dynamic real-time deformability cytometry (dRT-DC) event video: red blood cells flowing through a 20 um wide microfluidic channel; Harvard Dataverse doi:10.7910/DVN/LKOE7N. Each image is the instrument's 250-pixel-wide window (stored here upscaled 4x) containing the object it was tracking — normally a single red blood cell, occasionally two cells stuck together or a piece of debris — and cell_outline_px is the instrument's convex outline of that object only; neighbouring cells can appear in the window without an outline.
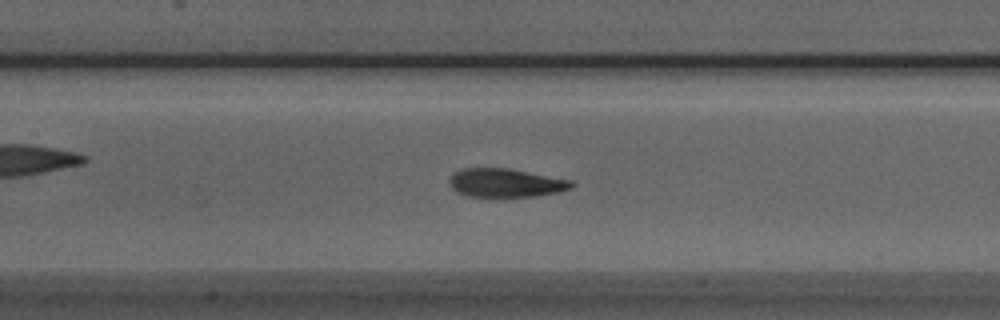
{"species": "Egyptian fruit bat (a non-hibernating species)", "species_latin": "Rousettus aegyptiacus", "temperature_condition": "room temperature", "stored_images_in_passage": 51, "camera_frame_rate_fps": 3000, "um_per_image_px": 0.085, "animal": {"sex": "male"}, "frame": {"image": 1, "passage_image": 22, "time_ms": 7.0, "image_size_px": [1000, 320], "cell_outline_px": [[576, 184], [572, 188], [556, 192], [536, 196], [468, 196], [456, 192], [448, 184], [448, 180], [456, 172], [464, 168], [508, 168], [572, 180]], "centroid_in_image_um": [42.99, 15.54], "position_along_channel_um": 164.4, "area_um2": 20.23}}
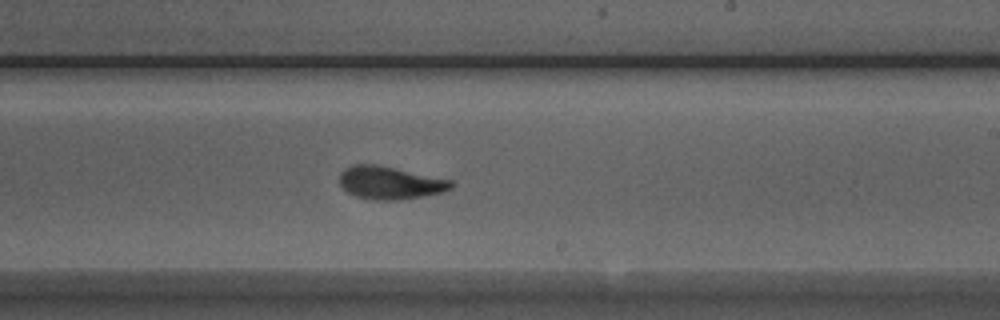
{"frame": {"image": 2, "passage_image": 29, "time_ms": 9.333, "image_size_px": [1000, 320], "cell_outline_px": [[456, 184], [452, 188], [444, 192], [396, 200], [372, 200], [356, 196], [348, 192], [340, 184], [340, 172], [344, 168], [352, 164], [376, 164], [452, 180]], "centroid_in_image_um": [33.15, 15.53], "position_along_channel_um": 255.8, "area_um2": 21.33}}
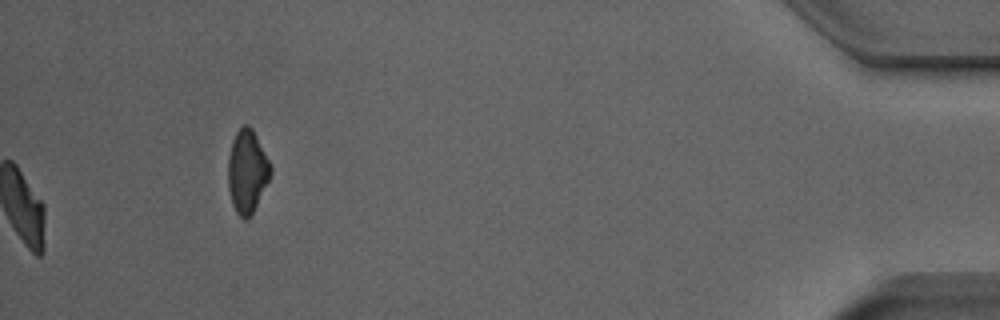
{"frame": {"image": 3, "passage_image": 51, "time_ms": 16.667, "image_size_px": [1000, 320], "cell_outline_px": [[272, 172], [248, 220], [244, 220], [236, 212], [232, 204], [228, 188], [228, 156], [232, 140], [236, 132], [244, 124], [248, 124], [252, 128], [272, 168]], "centroid_in_image_um": [20.98, 14.56], "position_along_channel_um": 414.2, "area_um2": 20.29}, "authors_computed_cell_mechanics": {"area_um2": 21.2126, "velocity_mm_per_s": 3.9292, "shape_relaxation_time_tau1_ms": 3.777, "shape_relaxation_time_tau2_ms": 1.4117, "deformation_change_tau1": 0.1642, "deformation_change_tau2": 0.0817}}